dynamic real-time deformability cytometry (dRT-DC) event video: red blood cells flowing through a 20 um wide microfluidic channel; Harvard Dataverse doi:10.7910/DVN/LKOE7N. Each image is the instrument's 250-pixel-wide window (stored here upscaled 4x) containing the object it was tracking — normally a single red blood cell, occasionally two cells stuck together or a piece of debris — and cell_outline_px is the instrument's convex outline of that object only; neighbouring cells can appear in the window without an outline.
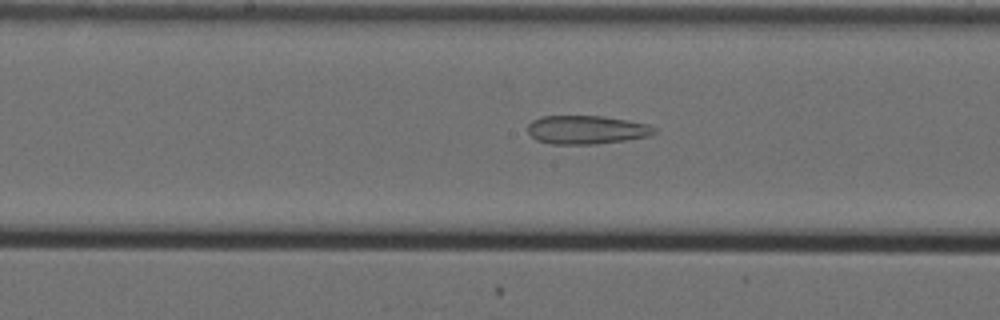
{"species": "Egyptian fruit bat (a non-hibernating species)", "species_latin": "Rousettus aegyptiacus", "temperature_condition": "cold", "stored_images_in_passage": 43, "camera_frame_rate_fps": 3000, "um_per_image_px": 0.085, "animal": {"sex": "female"}, "frame": {"image": 1, "passage_image": 26, "time_ms": 8.333, "image_size_px": [1000, 320], "cell_outline_px": [[656, 132], [652, 136], [596, 144], [552, 144], [536, 140], [528, 132], [528, 124], [532, 120], [540, 116], [604, 116], [648, 124], [656, 128]], "centroid_in_image_um": [49.86, 11.03], "position_along_channel_um": 198.3, "area_um2": 21.15}}
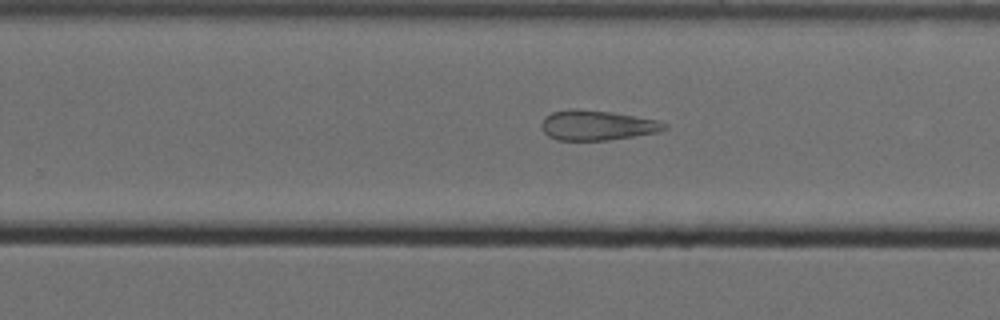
{"frame": {"image": 2, "passage_image": 33, "time_ms": 10.667, "image_size_px": [1000, 320], "cell_outline_px": [[668, 128], [660, 132], [608, 140], [556, 140], [548, 136], [540, 128], [540, 124], [544, 116], [552, 112], [576, 108], [612, 112], [660, 120], [668, 124]], "centroid_in_image_um": [50.76, 10.64], "position_along_channel_um": 279.0, "area_um2": 21.79}}
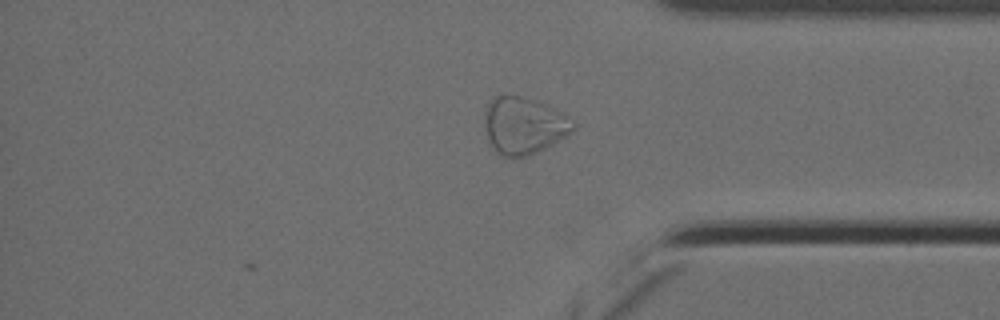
{"frame": {"image": 3, "passage_image": 43, "time_ms": 14.0, "image_size_px": [1000, 320], "cell_outline_px": [[576, 128], [572, 132], [552, 144], [528, 156], [512, 160], [496, 152], [488, 140], [484, 128], [484, 112], [488, 100], [496, 96], [508, 92], [544, 104], [560, 112], [576, 124]], "centroid_in_image_um": [44.45, 10.67], "position_along_channel_um": 390.7, "area_um2": 29.82}, "authors_computed_cell_mechanics": {"area_um2": 23.698, "velocity_mm_per_s": 3.4841, "shape_relaxation_time_tau1_ms": null, "shape_relaxation_time_tau2_ms": 3.4947, "deformation_change_tau1": null, "deformation_change_tau2": 0.1241}}